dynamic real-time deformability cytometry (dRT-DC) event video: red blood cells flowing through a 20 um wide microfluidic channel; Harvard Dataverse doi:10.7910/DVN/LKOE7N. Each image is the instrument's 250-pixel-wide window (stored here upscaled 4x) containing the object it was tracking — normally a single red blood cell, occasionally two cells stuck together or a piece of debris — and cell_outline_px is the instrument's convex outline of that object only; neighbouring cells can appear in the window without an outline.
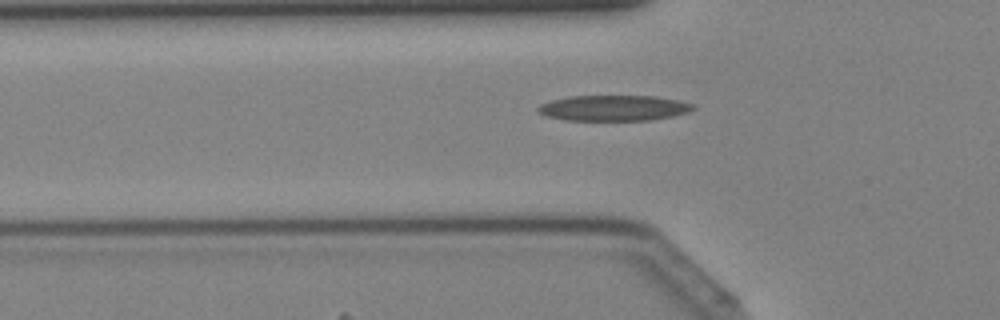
{"species": "Egyptian fruit bat (a non-hibernating species)", "species_latin": "Rousettus aegyptiacus", "temperature_condition": "cold", "stored_images_in_passage": 32, "camera_frame_rate_fps": 3000, "um_per_image_px": 0.085, "animal": {"sex": "female"}, "frame": {"image": 1, "passage_image": 5, "time_ms": 1.333, "image_size_px": [1000, 320], "cell_outline_px": [[696, 108], [688, 112], [672, 116], [652, 120], [564, 120], [544, 116], [536, 112], [536, 108], [540, 104], [552, 100], [568, 96], [656, 96], [676, 100], [692, 104]], "centroid_in_image_um": [52.1, 9.18], "position_along_channel_um": 73.7, "area_um2": 23.24}}
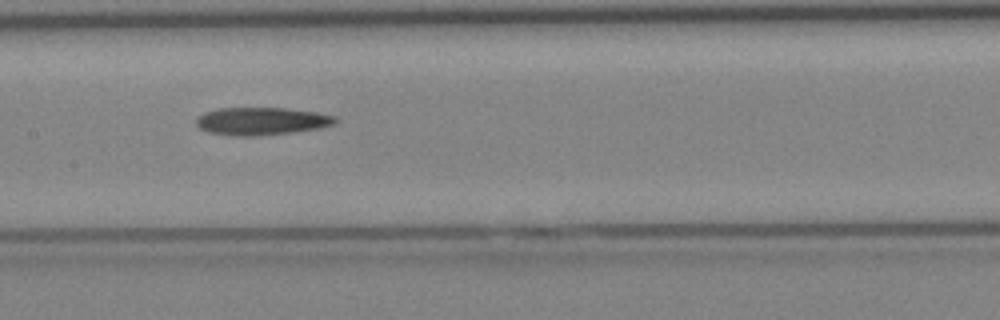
{"frame": {"image": 2, "passage_image": 12, "time_ms": 3.667, "image_size_px": [1000, 320], "cell_outline_px": [[340, 120], [336, 124], [320, 128], [292, 132], [256, 136], [236, 136], [208, 132], [200, 128], [196, 124], [196, 116], [204, 112], [220, 108], [284, 108], [316, 112], [336, 116]], "centroid_in_image_um": [22.25, 10.3], "position_along_channel_um": 185.2, "area_um2": 22.6}}
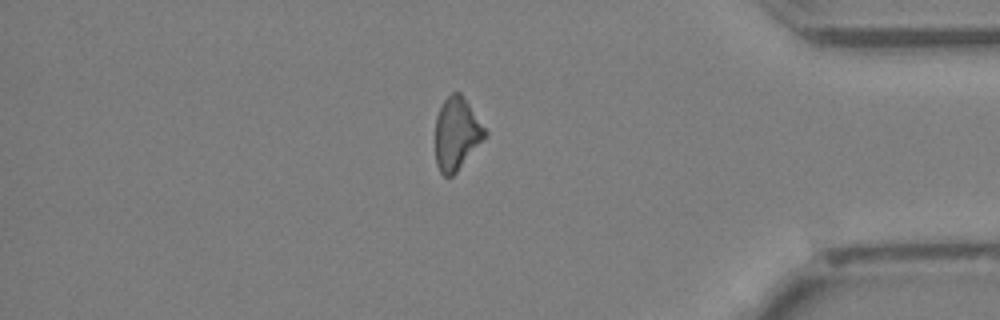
{"frame": {"image": 3, "passage_image": 27, "time_ms": 8.667, "image_size_px": [1000, 320], "cell_outline_px": [[488, 136], [456, 172], [452, 176], [444, 176], [440, 172], [436, 164], [436, 116], [444, 100], [452, 92], [460, 92], [488, 132]], "centroid_in_image_um": [38.83, 11.38], "position_along_channel_um": 396.4, "area_um2": 20.92}}